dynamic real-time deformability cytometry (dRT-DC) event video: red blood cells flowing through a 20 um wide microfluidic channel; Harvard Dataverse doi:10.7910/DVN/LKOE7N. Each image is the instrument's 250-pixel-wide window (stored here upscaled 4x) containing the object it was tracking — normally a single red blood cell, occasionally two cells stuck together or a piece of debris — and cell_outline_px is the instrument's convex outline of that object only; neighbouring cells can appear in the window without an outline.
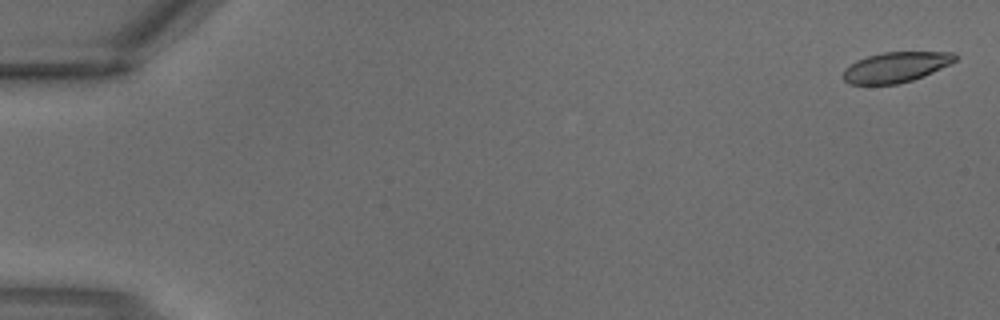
{"species": "common noctule bat (a hibernating species)", "species_latin": "Nyctalus noctula", "temperature_condition": "warm", "stored_images_in_passage": 5, "segment_of_instrument_passage": [2, 2], "camera_frame_rate_fps": 3000, "um_per_image_px": 0.085, "animal": {"sex": "male", "body_mass_g": 18.8}, "frame": {"image": 1, "passage_image": 5, "time_ms": 1.333, "image_size_px": [1000, 320], "cell_outline_px": [[956, 60], [932, 72], [912, 80], [896, 84], [848, 84], [840, 76], [844, 68], [856, 60], [868, 56], [884, 52], [952, 52], [956, 56]], "centroid_in_image_um": [76.06, 5.71], "position_along_channel_um": 8.9, "area_um2": 19.65}}